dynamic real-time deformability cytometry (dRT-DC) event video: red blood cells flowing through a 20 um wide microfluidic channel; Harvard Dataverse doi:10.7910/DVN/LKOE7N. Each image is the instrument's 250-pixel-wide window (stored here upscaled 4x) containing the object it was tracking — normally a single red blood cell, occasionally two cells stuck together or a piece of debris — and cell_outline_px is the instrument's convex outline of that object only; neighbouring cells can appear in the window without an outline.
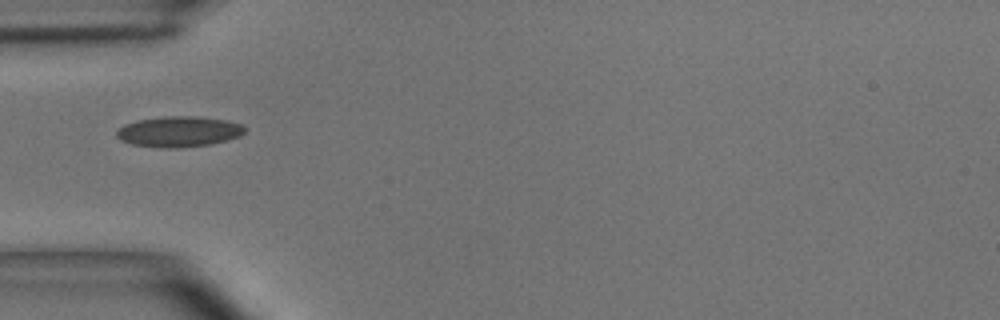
{"species": "common noctule bat (a hibernating species)", "species_latin": "Nyctalus noctula", "temperature_condition": "room temperature", "stored_images_in_passage": 4, "camera_frame_rate_fps": 3000, "um_per_image_px": 0.085, "animal": {"sex": "male", "body_mass_g": 15.6}, "frame": {"image": 1, "passage_image": 3, "time_ms": 0.667, "image_size_px": [1000, 320], "cell_outline_px": [[244, 132], [240, 136], [228, 140], [212, 144], [180, 148], [160, 148], [132, 144], [120, 140], [116, 136], [116, 132], [124, 124], [136, 120], [164, 116], [196, 116], [228, 120], [240, 124], [244, 128]], "centroid_in_image_um": [15.19, 11.19], "position_along_channel_um": 69.8, "area_um2": 23.06}}
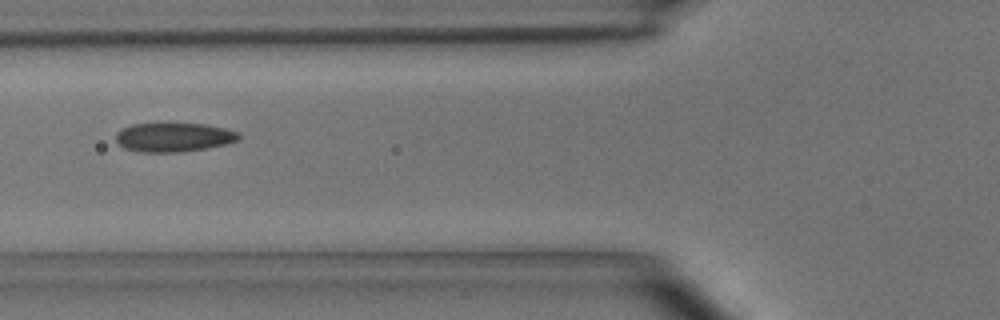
{"frame": {"image": 2, "passage_image": 4, "time_ms": 1.0, "image_size_px": [1000, 320], "cell_outline_px": [[240, 140], [224, 144], [204, 148], [180, 152], [140, 152], [124, 148], [116, 140], [116, 132], [132, 124], [168, 120], [204, 124], [224, 128], [240, 132]], "centroid_in_image_um": [14.75, 11.61], "position_along_channel_um": 111.1, "area_um2": 21.62}}